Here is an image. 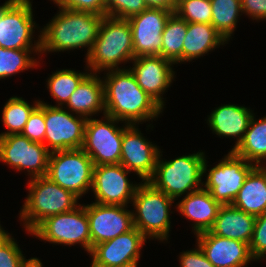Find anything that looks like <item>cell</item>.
<instances>
[{
	"mask_svg": "<svg viewBox=\"0 0 266 267\" xmlns=\"http://www.w3.org/2000/svg\"><path fill=\"white\" fill-rule=\"evenodd\" d=\"M104 73L105 115L121 123L139 125L150 120L152 122L162 114L163 108L138 85L128 68Z\"/></svg>",
	"mask_w": 266,
	"mask_h": 267,
	"instance_id": "1",
	"label": "cell"
},
{
	"mask_svg": "<svg viewBox=\"0 0 266 267\" xmlns=\"http://www.w3.org/2000/svg\"><path fill=\"white\" fill-rule=\"evenodd\" d=\"M58 9V13L38 31L40 55L87 48V57L97 39L104 16L88 11Z\"/></svg>",
	"mask_w": 266,
	"mask_h": 267,
	"instance_id": "2",
	"label": "cell"
},
{
	"mask_svg": "<svg viewBox=\"0 0 266 267\" xmlns=\"http://www.w3.org/2000/svg\"><path fill=\"white\" fill-rule=\"evenodd\" d=\"M134 59L132 32L128 20L104 16L86 67L92 73L121 69Z\"/></svg>",
	"mask_w": 266,
	"mask_h": 267,
	"instance_id": "3",
	"label": "cell"
},
{
	"mask_svg": "<svg viewBox=\"0 0 266 267\" xmlns=\"http://www.w3.org/2000/svg\"><path fill=\"white\" fill-rule=\"evenodd\" d=\"M28 195L19 212V220L30 233L45 218L75 209L80 200L46 176L28 179Z\"/></svg>",
	"mask_w": 266,
	"mask_h": 267,
	"instance_id": "4",
	"label": "cell"
},
{
	"mask_svg": "<svg viewBox=\"0 0 266 267\" xmlns=\"http://www.w3.org/2000/svg\"><path fill=\"white\" fill-rule=\"evenodd\" d=\"M162 152L160 150L154 173L148 182L174 200L202 188L203 167L207 158L205 152L201 150L169 161L162 159Z\"/></svg>",
	"mask_w": 266,
	"mask_h": 267,
	"instance_id": "5",
	"label": "cell"
},
{
	"mask_svg": "<svg viewBox=\"0 0 266 267\" xmlns=\"http://www.w3.org/2000/svg\"><path fill=\"white\" fill-rule=\"evenodd\" d=\"M175 200L148 181L139 182L132 205L133 223L147 239L168 241L171 231L170 208Z\"/></svg>",
	"mask_w": 266,
	"mask_h": 267,
	"instance_id": "6",
	"label": "cell"
},
{
	"mask_svg": "<svg viewBox=\"0 0 266 267\" xmlns=\"http://www.w3.org/2000/svg\"><path fill=\"white\" fill-rule=\"evenodd\" d=\"M29 234L54 245L71 247L79 244L88 254L91 252L89 220L84 204L45 218Z\"/></svg>",
	"mask_w": 266,
	"mask_h": 267,
	"instance_id": "7",
	"label": "cell"
},
{
	"mask_svg": "<svg viewBox=\"0 0 266 267\" xmlns=\"http://www.w3.org/2000/svg\"><path fill=\"white\" fill-rule=\"evenodd\" d=\"M94 164L82 149L50 153L46 177L79 199L91 190Z\"/></svg>",
	"mask_w": 266,
	"mask_h": 267,
	"instance_id": "8",
	"label": "cell"
},
{
	"mask_svg": "<svg viewBox=\"0 0 266 267\" xmlns=\"http://www.w3.org/2000/svg\"><path fill=\"white\" fill-rule=\"evenodd\" d=\"M32 8L31 0H7L0 6V47L40 49V35L33 40L38 25Z\"/></svg>",
	"mask_w": 266,
	"mask_h": 267,
	"instance_id": "9",
	"label": "cell"
},
{
	"mask_svg": "<svg viewBox=\"0 0 266 267\" xmlns=\"http://www.w3.org/2000/svg\"><path fill=\"white\" fill-rule=\"evenodd\" d=\"M207 163L205 159L203 174L206 175L203 176L206 177V181H203L202 187L221 205L232 204L248 174L256 167L233 151H228V154L211 169H207Z\"/></svg>",
	"mask_w": 266,
	"mask_h": 267,
	"instance_id": "10",
	"label": "cell"
},
{
	"mask_svg": "<svg viewBox=\"0 0 266 267\" xmlns=\"http://www.w3.org/2000/svg\"><path fill=\"white\" fill-rule=\"evenodd\" d=\"M119 122L108 115L101 119H87L81 148L90 156L94 166L120 163L124 124L118 127Z\"/></svg>",
	"mask_w": 266,
	"mask_h": 267,
	"instance_id": "11",
	"label": "cell"
},
{
	"mask_svg": "<svg viewBox=\"0 0 266 267\" xmlns=\"http://www.w3.org/2000/svg\"><path fill=\"white\" fill-rule=\"evenodd\" d=\"M50 153L44 144L21 134L0 137V161L16 171L26 170L30 179L46 176Z\"/></svg>",
	"mask_w": 266,
	"mask_h": 267,
	"instance_id": "12",
	"label": "cell"
},
{
	"mask_svg": "<svg viewBox=\"0 0 266 267\" xmlns=\"http://www.w3.org/2000/svg\"><path fill=\"white\" fill-rule=\"evenodd\" d=\"M44 145L50 152L79 149L83 145L87 119L61 106L45 103Z\"/></svg>",
	"mask_w": 266,
	"mask_h": 267,
	"instance_id": "13",
	"label": "cell"
},
{
	"mask_svg": "<svg viewBox=\"0 0 266 267\" xmlns=\"http://www.w3.org/2000/svg\"><path fill=\"white\" fill-rule=\"evenodd\" d=\"M131 174L123 165L103 164L94 166L91 191L94 201L103 205L128 206L139 186L128 179Z\"/></svg>",
	"mask_w": 266,
	"mask_h": 267,
	"instance_id": "14",
	"label": "cell"
},
{
	"mask_svg": "<svg viewBox=\"0 0 266 267\" xmlns=\"http://www.w3.org/2000/svg\"><path fill=\"white\" fill-rule=\"evenodd\" d=\"M146 237L134 227L112 240L92 248V264L103 267H137Z\"/></svg>",
	"mask_w": 266,
	"mask_h": 267,
	"instance_id": "15",
	"label": "cell"
},
{
	"mask_svg": "<svg viewBox=\"0 0 266 267\" xmlns=\"http://www.w3.org/2000/svg\"><path fill=\"white\" fill-rule=\"evenodd\" d=\"M137 126L124 123L120 164L136 173L142 181H148L154 173L161 149L145 138Z\"/></svg>",
	"mask_w": 266,
	"mask_h": 267,
	"instance_id": "16",
	"label": "cell"
},
{
	"mask_svg": "<svg viewBox=\"0 0 266 267\" xmlns=\"http://www.w3.org/2000/svg\"><path fill=\"white\" fill-rule=\"evenodd\" d=\"M128 206L103 205L90 203L86 205L89 220L92 248L134 228L132 210Z\"/></svg>",
	"mask_w": 266,
	"mask_h": 267,
	"instance_id": "17",
	"label": "cell"
},
{
	"mask_svg": "<svg viewBox=\"0 0 266 267\" xmlns=\"http://www.w3.org/2000/svg\"><path fill=\"white\" fill-rule=\"evenodd\" d=\"M173 11L160 8H146L128 19L131 32L134 58L139 56H161L162 33Z\"/></svg>",
	"mask_w": 266,
	"mask_h": 267,
	"instance_id": "18",
	"label": "cell"
},
{
	"mask_svg": "<svg viewBox=\"0 0 266 267\" xmlns=\"http://www.w3.org/2000/svg\"><path fill=\"white\" fill-rule=\"evenodd\" d=\"M129 70L138 85L150 95L162 108L165 106L163 94L172 85L175 78L174 63L162 56L149 55L134 58ZM172 66V67H171Z\"/></svg>",
	"mask_w": 266,
	"mask_h": 267,
	"instance_id": "19",
	"label": "cell"
},
{
	"mask_svg": "<svg viewBox=\"0 0 266 267\" xmlns=\"http://www.w3.org/2000/svg\"><path fill=\"white\" fill-rule=\"evenodd\" d=\"M195 237L196 244L215 267H248L251 261H256L248 243L217 236L210 230Z\"/></svg>",
	"mask_w": 266,
	"mask_h": 267,
	"instance_id": "20",
	"label": "cell"
},
{
	"mask_svg": "<svg viewBox=\"0 0 266 267\" xmlns=\"http://www.w3.org/2000/svg\"><path fill=\"white\" fill-rule=\"evenodd\" d=\"M253 110L236 104H222L208 115L207 123L220 138H236V142L230 151H233L243 140L249 122L253 116Z\"/></svg>",
	"mask_w": 266,
	"mask_h": 267,
	"instance_id": "21",
	"label": "cell"
},
{
	"mask_svg": "<svg viewBox=\"0 0 266 267\" xmlns=\"http://www.w3.org/2000/svg\"><path fill=\"white\" fill-rule=\"evenodd\" d=\"M176 209L186 219L193 221L192 232L194 235L209 231L215 222L219 209L222 206L203 187L183 196Z\"/></svg>",
	"mask_w": 266,
	"mask_h": 267,
	"instance_id": "22",
	"label": "cell"
},
{
	"mask_svg": "<svg viewBox=\"0 0 266 267\" xmlns=\"http://www.w3.org/2000/svg\"><path fill=\"white\" fill-rule=\"evenodd\" d=\"M64 108L86 119L102 111L104 116V84L100 75L90 72L71 94Z\"/></svg>",
	"mask_w": 266,
	"mask_h": 267,
	"instance_id": "23",
	"label": "cell"
},
{
	"mask_svg": "<svg viewBox=\"0 0 266 267\" xmlns=\"http://www.w3.org/2000/svg\"><path fill=\"white\" fill-rule=\"evenodd\" d=\"M256 217L232 205H222L210 231L220 237L250 243Z\"/></svg>",
	"mask_w": 266,
	"mask_h": 267,
	"instance_id": "24",
	"label": "cell"
},
{
	"mask_svg": "<svg viewBox=\"0 0 266 267\" xmlns=\"http://www.w3.org/2000/svg\"><path fill=\"white\" fill-rule=\"evenodd\" d=\"M228 42L208 23H187V33L183 40L182 62H190L196 58L219 48ZM204 55V56H203Z\"/></svg>",
	"mask_w": 266,
	"mask_h": 267,
	"instance_id": "25",
	"label": "cell"
},
{
	"mask_svg": "<svg viewBox=\"0 0 266 267\" xmlns=\"http://www.w3.org/2000/svg\"><path fill=\"white\" fill-rule=\"evenodd\" d=\"M231 205L255 217L266 212V170L262 166L248 174Z\"/></svg>",
	"mask_w": 266,
	"mask_h": 267,
	"instance_id": "26",
	"label": "cell"
},
{
	"mask_svg": "<svg viewBox=\"0 0 266 267\" xmlns=\"http://www.w3.org/2000/svg\"><path fill=\"white\" fill-rule=\"evenodd\" d=\"M239 156L263 166L266 162V116L256 119L253 114L241 143L233 150Z\"/></svg>",
	"mask_w": 266,
	"mask_h": 267,
	"instance_id": "27",
	"label": "cell"
},
{
	"mask_svg": "<svg viewBox=\"0 0 266 267\" xmlns=\"http://www.w3.org/2000/svg\"><path fill=\"white\" fill-rule=\"evenodd\" d=\"M187 33V22L173 12L162 33L161 56L174 64L182 63L183 40Z\"/></svg>",
	"mask_w": 266,
	"mask_h": 267,
	"instance_id": "28",
	"label": "cell"
},
{
	"mask_svg": "<svg viewBox=\"0 0 266 267\" xmlns=\"http://www.w3.org/2000/svg\"><path fill=\"white\" fill-rule=\"evenodd\" d=\"M85 69L86 72L71 69H60L52 72V75L46 80L47 89L51 93L50 96L56 101V105L51 106L63 107L67 103L69 97L76 90L80 82L90 73L86 65Z\"/></svg>",
	"mask_w": 266,
	"mask_h": 267,
	"instance_id": "29",
	"label": "cell"
},
{
	"mask_svg": "<svg viewBox=\"0 0 266 267\" xmlns=\"http://www.w3.org/2000/svg\"><path fill=\"white\" fill-rule=\"evenodd\" d=\"M211 7V25L229 42L242 15L241 0H211Z\"/></svg>",
	"mask_w": 266,
	"mask_h": 267,
	"instance_id": "30",
	"label": "cell"
},
{
	"mask_svg": "<svg viewBox=\"0 0 266 267\" xmlns=\"http://www.w3.org/2000/svg\"><path fill=\"white\" fill-rule=\"evenodd\" d=\"M39 103L40 100H35L31 105L23 97H10L3 107L1 118V121L8 130L0 133V137L10 134H21L30 114Z\"/></svg>",
	"mask_w": 266,
	"mask_h": 267,
	"instance_id": "31",
	"label": "cell"
},
{
	"mask_svg": "<svg viewBox=\"0 0 266 267\" xmlns=\"http://www.w3.org/2000/svg\"><path fill=\"white\" fill-rule=\"evenodd\" d=\"M40 56V49H7L0 47V80L37 67L40 62L32 54Z\"/></svg>",
	"mask_w": 266,
	"mask_h": 267,
	"instance_id": "32",
	"label": "cell"
},
{
	"mask_svg": "<svg viewBox=\"0 0 266 267\" xmlns=\"http://www.w3.org/2000/svg\"><path fill=\"white\" fill-rule=\"evenodd\" d=\"M175 13L187 23L211 24V0H177Z\"/></svg>",
	"mask_w": 266,
	"mask_h": 267,
	"instance_id": "33",
	"label": "cell"
},
{
	"mask_svg": "<svg viewBox=\"0 0 266 267\" xmlns=\"http://www.w3.org/2000/svg\"><path fill=\"white\" fill-rule=\"evenodd\" d=\"M22 253L18 242L14 237H11L0 248V267H34L38 261L41 260L37 257L26 259Z\"/></svg>",
	"mask_w": 266,
	"mask_h": 267,
	"instance_id": "34",
	"label": "cell"
},
{
	"mask_svg": "<svg viewBox=\"0 0 266 267\" xmlns=\"http://www.w3.org/2000/svg\"><path fill=\"white\" fill-rule=\"evenodd\" d=\"M147 8L144 0H105V16L126 19Z\"/></svg>",
	"mask_w": 266,
	"mask_h": 267,
	"instance_id": "35",
	"label": "cell"
},
{
	"mask_svg": "<svg viewBox=\"0 0 266 267\" xmlns=\"http://www.w3.org/2000/svg\"><path fill=\"white\" fill-rule=\"evenodd\" d=\"M45 130V104L40 102L30 114L21 135L32 142L44 144Z\"/></svg>",
	"mask_w": 266,
	"mask_h": 267,
	"instance_id": "36",
	"label": "cell"
},
{
	"mask_svg": "<svg viewBox=\"0 0 266 267\" xmlns=\"http://www.w3.org/2000/svg\"><path fill=\"white\" fill-rule=\"evenodd\" d=\"M249 247L251 255L256 261L266 258V212L256 217Z\"/></svg>",
	"mask_w": 266,
	"mask_h": 267,
	"instance_id": "37",
	"label": "cell"
},
{
	"mask_svg": "<svg viewBox=\"0 0 266 267\" xmlns=\"http://www.w3.org/2000/svg\"><path fill=\"white\" fill-rule=\"evenodd\" d=\"M58 7L105 16V0H50Z\"/></svg>",
	"mask_w": 266,
	"mask_h": 267,
	"instance_id": "38",
	"label": "cell"
},
{
	"mask_svg": "<svg viewBox=\"0 0 266 267\" xmlns=\"http://www.w3.org/2000/svg\"><path fill=\"white\" fill-rule=\"evenodd\" d=\"M180 267H215L204 255L201 248L196 245L192 250H186L180 253Z\"/></svg>",
	"mask_w": 266,
	"mask_h": 267,
	"instance_id": "39",
	"label": "cell"
},
{
	"mask_svg": "<svg viewBox=\"0 0 266 267\" xmlns=\"http://www.w3.org/2000/svg\"><path fill=\"white\" fill-rule=\"evenodd\" d=\"M241 9L252 20H266V0H241Z\"/></svg>",
	"mask_w": 266,
	"mask_h": 267,
	"instance_id": "40",
	"label": "cell"
},
{
	"mask_svg": "<svg viewBox=\"0 0 266 267\" xmlns=\"http://www.w3.org/2000/svg\"><path fill=\"white\" fill-rule=\"evenodd\" d=\"M147 8H160L175 12L177 0H144Z\"/></svg>",
	"mask_w": 266,
	"mask_h": 267,
	"instance_id": "41",
	"label": "cell"
},
{
	"mask_svg": "<svg viewBox=\"0 0 266 267\" xmlns=\"http://www.w3.org/2000/svg\"><path fill=\"white\" fill-rule=\"evenodd\" d=\"M12 237V234H10L6 230H2L0 232V248Z\"/></svg>",
	"mask_w": 266,
	"mask_h": 267,
	"instance_id": "42",
	"label": "cell"
},
{
	"mask_svg": "<svg viewBox=\"0 0 266 267\" xmlns=\"http://www.w3.org/2000/svg\"><path fill=\"white\" fill-rule=\"evenodd\" d=\"M34 267H43V264H42V262L38 261V263Z\"/></svg>",
	"mask_w": 266,
	"mask_h": 267,
	"instance_id": "43",
	"label": "cell"
},
{
	"mask_svg": "<svg viewBox=\"0 0 266 267\" xmlns=\"http://www.w3.org/2000/svg\"><path fill=\"white\" fill-rule=\"evenodd\" d=\"M90 267H103V266H95L91 263Z\"/></svg>",
	"mask_w": 266,
	"mask_h": 267,
	"instance_id": "44",
	"label": "cell"
},
{
	"mask_svg": "<svg viewBox=\"0 0 266 267\" xmlns=\"http://www.w3.org/2000/svg\"><path fill=\"white\" fill-rule=\"evenodd\" d=\"M4 228L1 226V224H0V232L3 230Z\"/></svg>",
	"mask_w": 266,
	"mask_h": 267,
	"instance_id": "45",
	"label": "cell"
}]
</instances>
